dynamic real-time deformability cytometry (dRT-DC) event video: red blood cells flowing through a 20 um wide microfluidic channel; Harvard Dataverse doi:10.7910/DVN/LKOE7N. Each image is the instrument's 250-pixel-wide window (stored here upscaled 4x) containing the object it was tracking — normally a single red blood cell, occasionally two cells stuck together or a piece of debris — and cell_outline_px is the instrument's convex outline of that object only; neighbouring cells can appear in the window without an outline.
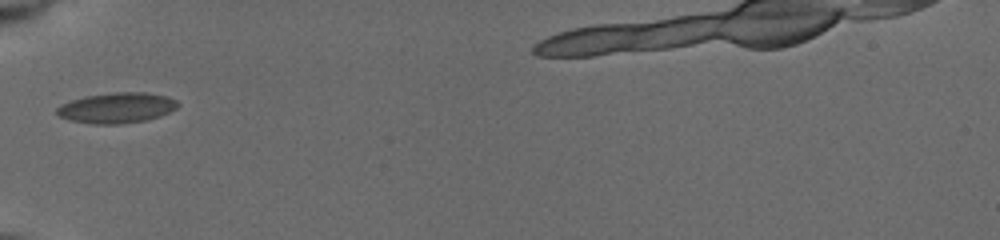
{"species": "common noctule bat (a hibernating species)", "species_latin": "Nyctalus noctula", "temperature_condition": "cold", "stored_images_in_passage": 13, "camera_frame_rate_fps": 3000, "um_per_image_px": 0.085, "animal": {"sex": "female", "body_mass_g": 19.5, "forearm_length_mm": 54.1}, "frame": {"image": 1, "passage_image": 1, "time_ms": 0.0, "image_size_px": [1000, 240], "cell_outline_px": [[180, 104], [176, 108], [160, 116], [148, 120], [120, 124], [92, 124], [68, 120], [60, 116], [56, 112], [56, 108], [60, 104], [84, 96], [112, 92], [144, 92], [164, 96], [176, 100]], "centroid_in_image_um": [9.9, 9.17], "position_along_channel_um": 75.1, "area_um2": 21.56}}
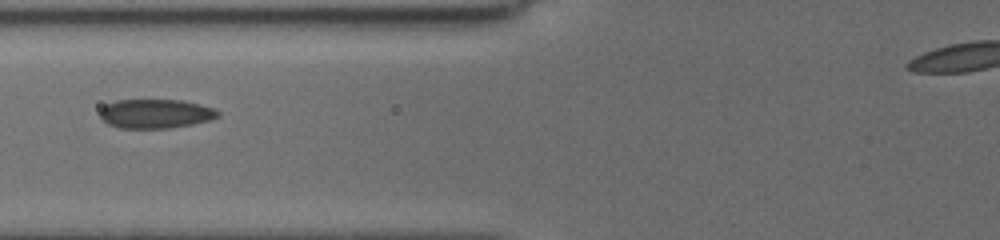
{"frame": {"image": 2, "passage_image": 4, "time_ms": 1.0, "image_size_px": [1000, 240], "cell_outline_px": [[220, 116], [208, 120], [192, 124], [168, 128], [120, 128], [108, 124], [100, 116], [100, 108], [116, 100], [180, 100], [212, 108], [220, 112]], "centroid_in_image_um": [13.19, 9.67], "position_along_channel_um": 112.6, "area_um2": 19.77}}